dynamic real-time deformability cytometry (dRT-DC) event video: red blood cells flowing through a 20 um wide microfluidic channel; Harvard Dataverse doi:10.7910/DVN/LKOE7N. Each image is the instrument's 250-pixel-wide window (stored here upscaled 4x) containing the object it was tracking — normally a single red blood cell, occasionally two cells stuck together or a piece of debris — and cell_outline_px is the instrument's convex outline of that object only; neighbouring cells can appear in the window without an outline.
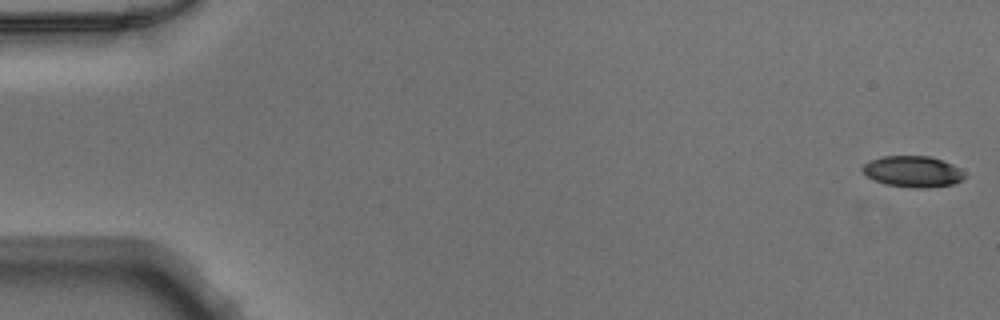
{"species": "Egyptian fruit bat (a non-hibernating species)", "species_latin": "Rousettus aegyptiacus", "temperature_condition": "warm", "stored_images_in_passage": 50, "camera_frame_rate_fps": 3000, "um_per_image_px": 0.085, "animal": {"sex": "male"}, "frame": {"image": 1, "passage_image": 1, "time_ms": 0.0, "image_size_px": [1000, 320], "cell_outline_px": [[964, 176], [960, 180], [952, 184], [928, 188], [916, 188], [884, 184], [872, 180], [864, 172], [864, 164], [872, 160], [884, 156], [928, 156], [952, 164], [960, 168]], "centroid_in_image_um": [77.58, 14.59], "position_along_channel_um": 7.4, "area_um2": 18.21}}
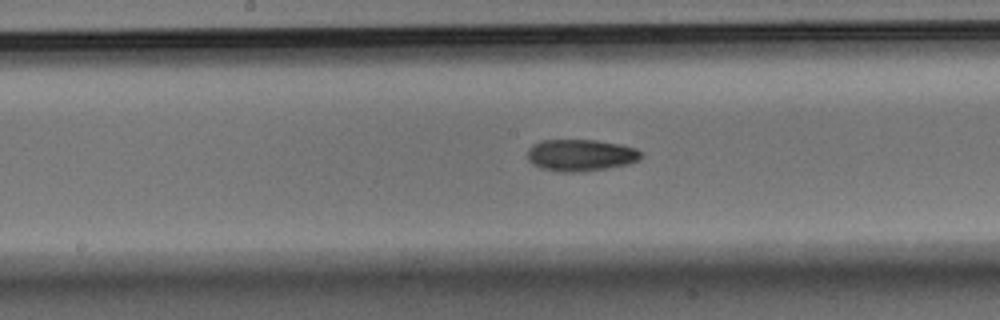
{"frame": {"image": 2, "passage_image": 26, "time_ms": 8.333, "image_size_px": [1000, 320], "cell_outline_px": [[640, 160], [628, 164], [608, 168], [584, 172], [560, 172], [540, 168], [532, 164], [528, 160], [528, 148], [532, 144], [540, 140], [596, 140], [620, 144], [636, 148], [640, 152]], "centroid_in_image_um": [49.33, 13.19], "position_along_channel_um": 198.9, "area_um2": 21.27}}
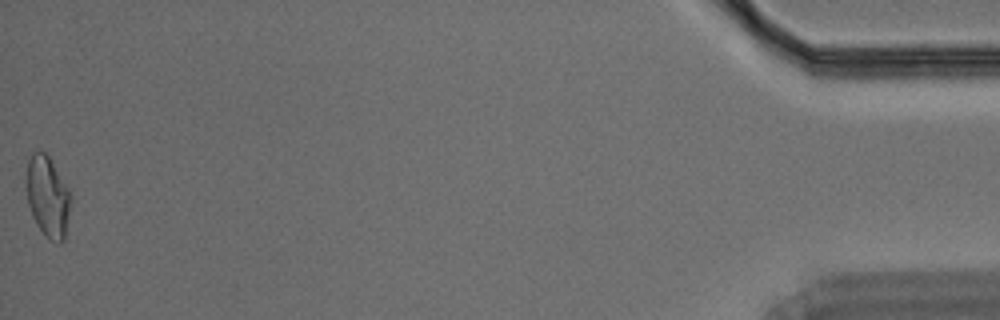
{"frame": {"image": 3, "passage_image": 50, "time_ms": 16.333, "image_size_px": [1000, 320], "cell_outline_px": [[72, 200], [64, 240], [60, 244], [44, 236], [36, 224], [32, 216], [28, 204], [24, 180], [28, 160], [32, 152], [40, 148], [48, 156], [68, 188], [72, 196]], "centroid_in_image_um": [4.03, 16.7], "position_along_channel_um": 431.2, "area_um2": 21.44}}